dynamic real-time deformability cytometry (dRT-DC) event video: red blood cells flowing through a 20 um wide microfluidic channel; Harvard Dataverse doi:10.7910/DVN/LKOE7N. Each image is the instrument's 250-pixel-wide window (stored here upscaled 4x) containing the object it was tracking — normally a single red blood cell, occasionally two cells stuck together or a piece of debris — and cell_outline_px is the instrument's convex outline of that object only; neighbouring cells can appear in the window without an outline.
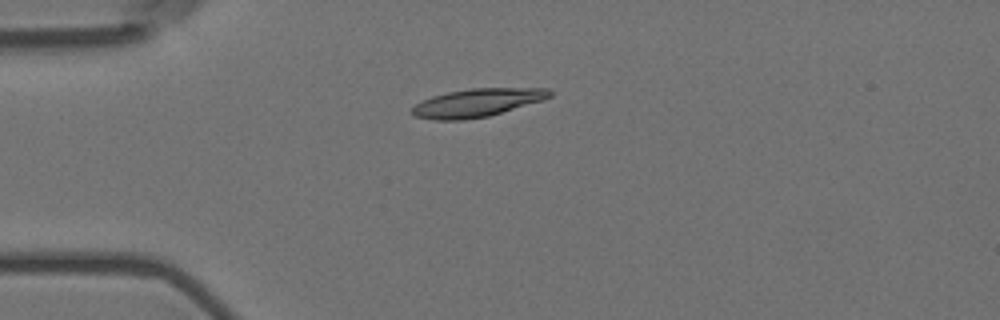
{"species": "Egyptian fruit bat (a non-hibernating species)", "species_latin": "Rousettus aegyptiacus", "temperature_condition": "room temperature", "stored_images_in_passage": 2, "camera_frame_rate_fps": 3000, "um_per_image_px": 0.085, "animal": {"sex": "female"}, "frame": {"image": 1, "passage_image": 1, "time_ms": 0.0, "image_size_px": [1000, 320], "cell_outline_px": [[552, 96], [544, 100], [488, 116], [464, 120], [436, 120], [412, 116], [412, 108], [416, 104], [432, 96], [448, 92], [468, 88], [548, 88], [552, 92]], "centroid_in_image_um": [40.57, 8.73], "position_along_channel_um": 44.4, "area_um2": 22.6}}